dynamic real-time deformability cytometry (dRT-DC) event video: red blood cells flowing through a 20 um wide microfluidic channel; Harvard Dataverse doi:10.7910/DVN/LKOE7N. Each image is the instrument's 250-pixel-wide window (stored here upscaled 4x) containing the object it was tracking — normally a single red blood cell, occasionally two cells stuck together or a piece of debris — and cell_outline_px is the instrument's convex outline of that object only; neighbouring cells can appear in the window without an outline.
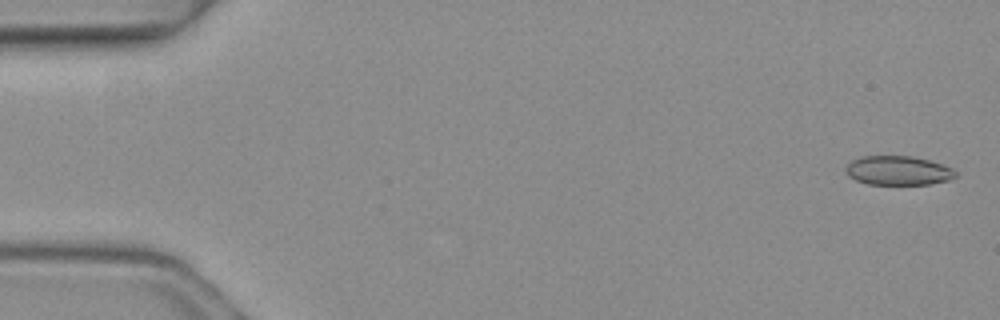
{"species": "common noctule bat (a hibernating species)", "species_latin": "Nyctalus noctula", "temperature_condition": "warm", "stored_images_in_passage": 4, "camera_frame_rate_fps": 3000, "um_per_image_px": 0.085, "animal": {"sex": "female", "body_mass_g": 19.3, "forearm_length_mm": 54.1}, "frame": {"image": 1, "passage_image": 1, "time_ms": 0.0, "image_size_px": [1000, 320], "cell_outline_px": [[956, 176], [948, 180], [928, 184], [868, 184], [856, 180], [848, 176], [844, 172], [848, 164], [852, 160], [860, 156], [912, 156], [944, 164], [952, 168], [956, 172]], "centroid_in_image_um": [76.32, 14.49], "position_along_channel_um": 8.7, "area_um2": 18.67}}
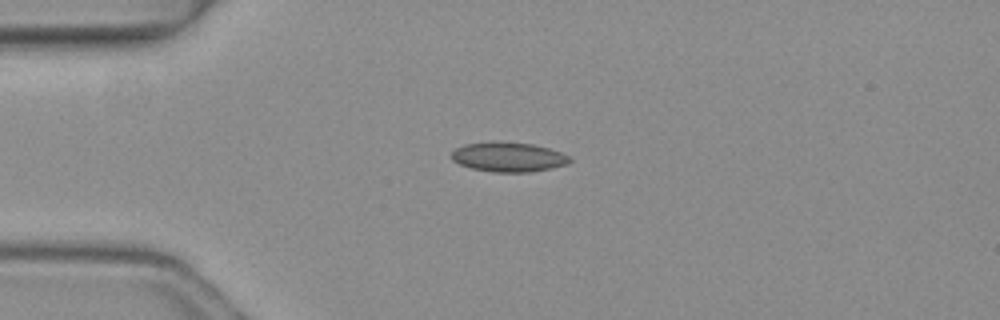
{"frame": {"image": 2, "passage_image": 4, "time_ms": 1.0, "image_size_px": [1000, 320], "cell_outline_px": [[572, 160], [568, 164], [528, 172], [496, 172], [472, 168], [460, 164], [452, 160], [452, 152], [456, 148], [464, 144], [492, 140], [532, 144], [548, 148], [560, 152], [568, 156]], "centroid_in_image_um": [43.18, 13.32], "position_along_channel_um": 41.8, "area_um2": 20.35}}